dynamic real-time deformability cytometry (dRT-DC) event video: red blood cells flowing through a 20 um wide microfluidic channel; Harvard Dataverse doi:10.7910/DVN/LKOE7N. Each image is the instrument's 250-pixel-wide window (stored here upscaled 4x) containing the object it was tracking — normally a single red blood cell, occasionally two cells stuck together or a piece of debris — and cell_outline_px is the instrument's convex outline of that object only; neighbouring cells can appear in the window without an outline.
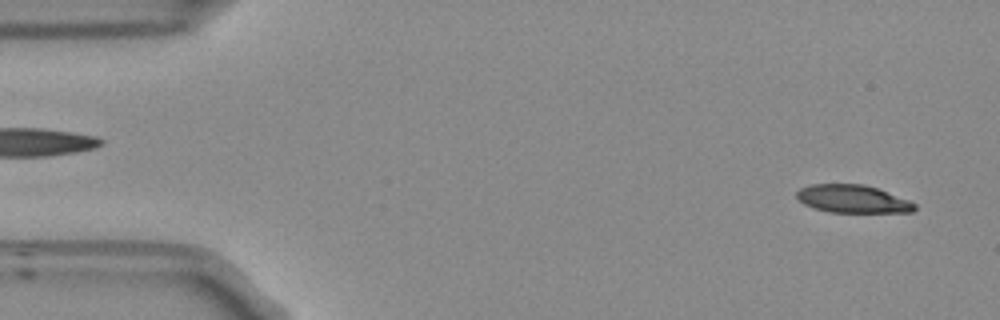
{"species": "Egyptian fruit bat (a non-hibernating species)", "species_latin": "Rousettus aegyptiacus", "temperature_condition": "room temperature", "stored_images_in_passage": 52, "camera_frame_rate_fps": 3000, "um_per_image_px": 0.085, "frame": {"image": 1, "passage_image": 2, "time_ms": 0.333, "image_size_px": [1000, 320], "cell_outline_px": [[916, 208], [912, 212], [828, 212], [804, 204], [796, 196], [796, 192], [800, 188], [812, 184], [864, 184], [876, 188], [908, 200], [916, 204]], "centroid_in_image_um": [72.46, 16.91], "position_along_channel_um": 12.5, "area_um2": 18.96}}
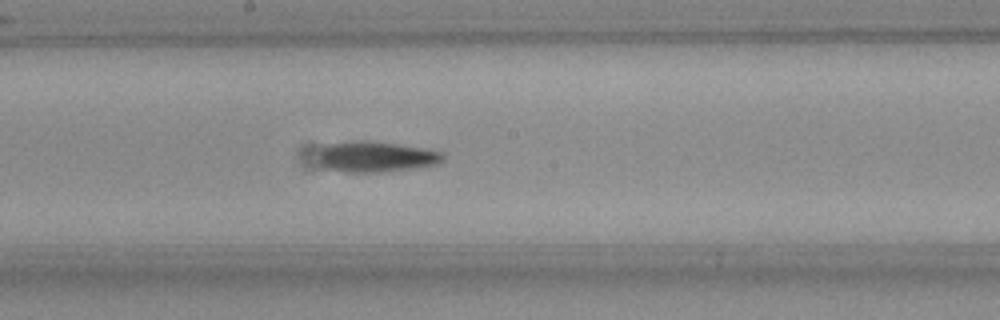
{"frame": {"image": 2, "passage_image": 27, "time_ms": 8.667, "image_size_px": [1000, 320], "cell_outline_px": [[444, 160], [436, 164], [416, 168], [384, 172], [344, 172], [324, 168], [320, 164], [320, 152], [328, 144], [396, 144], [424, 148], [444, 152]], "centroid_in_image_um": [32.05, 13.39], "position_along_channel_um": 216.1, "area_um2": 21.21}}
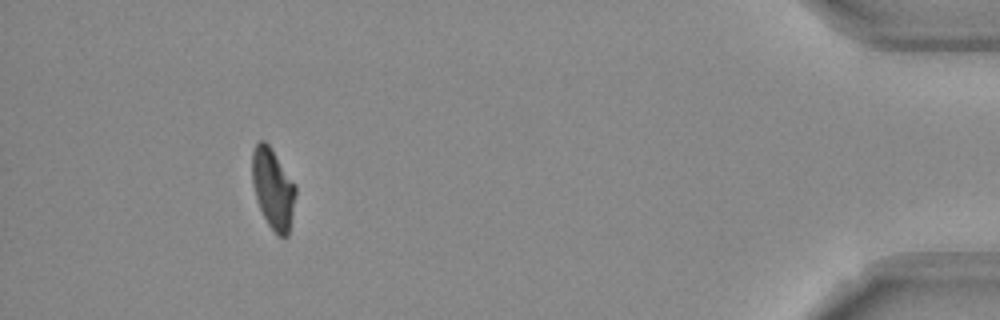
{"frame": {"image": 3, "passage_image": 48, "time_ms": 15.667, "image_size_px": [1000, 320], "cell_outline_px": [[296, 196], [288, 236], [276, 236], [268, 224], [260, 208], [252, 184], [252, 152], [256, 144], [260, 140], [264, 140], [268, 144], [296, 184]], "centroid_in_image_um": [23.21, 16.04], "position_along_channel_um": 412.0, "area_um2": 20.35}, "authors_computed_cell_mechanics": {"area_um2": 21.0681, "velocity_mm_per_s": 3.7479, "shape_relaxation_time_tau1_ms": null, "shape_relaxation_time_tau2_ms": 3.1965, "deformation_change_tau1": null, "deformation_change_tau2": 0.1059}}